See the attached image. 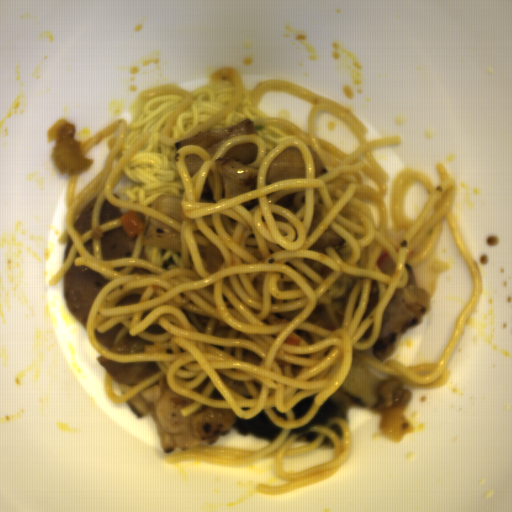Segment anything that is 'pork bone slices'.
Here are the masks:
<instances>
[{
	"label": "pork bone slices",
	"instance_id": "d1f655de",
	"mask_svg": "<svg viewBox=\"0 0 512 512\" xmlns=\"http://www.w3.org/2000/svg\"><path fill=\"white\" fill-rule=\"evenodd\" d=\"M109 281L86 265L72 264L63 275L62 299L69 313L81 322L87 333L92 303Z\"/></svg>",
	"mask_w": 512,
	"mask_h": 512
},
{
	"label": "pork bone slices",
	"instance_id": "8bd94acc",
	"mask_svg": "<svg viewBox=\"0 0 512 512\" xmlns=\"http://www.w3.org/2000/svg\"><path fill=\"white\" fill-rule=\"evenodd\" d=\"M117 383L136 385L160 372L152 362H115L106 359L100 353L95 358Z\"/></svg>",
	"mask_w": 512,
	"mask_h": 512
},
{
	"label": "pork bone slices",
	"instance_id": "559dba5c",
	"mask_svg": "<svg viewBox=\"0 0 512 512\" xmlns=\"http://www.w3.org/2000/svg\"><path fill=\"white\" fill-rule=\"evenodd\" d=\"M123 324H116L106 332H98L96 328L93 330L95 340L101 344L108 352L117 354L125 353H143L144 347L154 343L135 336H124L114 345V339L121 330Z\"/></svg>",
	"mask_w": 512,
	"mask_h": 512
},
{
	"label": "pork bone slices",
	"instance_id": "b8b60e73",
	"mask_svg": "<svg viewBox=\"0 0 512 512\" xmlns=\"http://www.w3.org/2000/svg\"><path fill=\"white\" fill-rule=\"evenodd\" d=\"M135 244L122 227L106 231L101 235L102 258L131 259Z\"/></svg>",
	"mask_w": 512,
	"mask_h": 512
},
{
	"label": "pork bone slices",
	"instance_id": "1417232f",
	"mask_svg": "<svg viewBox=\"0 0 512 512\" xmlns=\"http://www.w3.org/2000/svg\"><path fill=\"white\" fill-rule=\"evenodd\" d=\"M96 202V197L86 205L79 214V219L74 224L75 230L84 235V233L88 230H91V218H92V208Z\"/></svg>",
	"mask_w": 512,
	"mask_h": 512
},
{
	"label": "pork bone slices",
	"instance_id": "a6322c5c",
	"mask_svg": "<svg viewBox=\"0 0 512 512\" xmlns=\"http://www.w3.org/2000/svg\"><path fill=\"white\" fill-rule=\"evenodd\" d=\"M121 211L118 207H113L105 198L100 210V224H105L111 220L117 219L121 216Z\"/></svg>",
	"mask_w": 512,
	"mask_h": 512
},
{
	"label": "pork bone slices",
	"instance_id": "64e700d5",
	"mask_svg": "<svg viewBox=\"0 0 512 512\" xmlns=\"http://www.w3.org/2000/svg\"><path fill=\"white\" fill-rule=\"evenodd\" d=\"M139 299H140L139 294L128 295L127 297H125L124 299L119 301L118 305L132 304V303H135V302H139Z\"/></svg>",
	"mask_w": 512,
	"mask_h": 512
},
{
	"label": "pork bone slices",
	"instance_id": "e93112bb",
	"mask_svg": "<svg viewBox=\"0 0 512 512\" xmlns=\"http://www.w3.org/2000/svg\"><path fill=\"white\" fill-rule=\"evenodd\" d=\"M146 332L157 335V334H163L164 332H166V330L157 324H153V325H150V327L146 329Z\"/></svg>",
	"mask_w": 512,
	"mask_h": 512
},
{
	"label": "pork bone slices",
	"instance_id": "613a799a",
	"mask_svg": "<svg viewBox=\"0 0 512 512\" xmlns=\"http://www.w3.org/2000/svg\"><path fill=\"white\" fill-rule=\"evenodd\" d=\"M73 241L68 237L66 242H65V246H64V256H63V263L68 259V254H69V248L71 245H73Z\"/></svg>",
	"mask_w": 512,
	"mask_h": 512
},
{
	"label": "pork bone slices",
	"instance_id": "3cfc4509",
	"mask_svg": "<svg viewBox=\"0 0 512 512\" xmlns=\"http://www.w3.org/2000/svg\"><path fill=\"white\" fill-rule=\"evenodd\" d=\"M84 247L85 249L90 253V254H94V251H93V244H92V239H89L88 241L85 242L84 244Z\"/></svg>",
	"mask_w": 512,
	"mask_h": 512
}]
</instances>
